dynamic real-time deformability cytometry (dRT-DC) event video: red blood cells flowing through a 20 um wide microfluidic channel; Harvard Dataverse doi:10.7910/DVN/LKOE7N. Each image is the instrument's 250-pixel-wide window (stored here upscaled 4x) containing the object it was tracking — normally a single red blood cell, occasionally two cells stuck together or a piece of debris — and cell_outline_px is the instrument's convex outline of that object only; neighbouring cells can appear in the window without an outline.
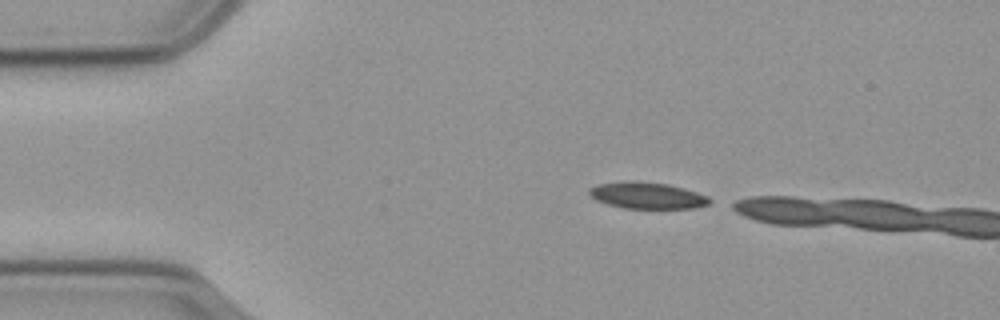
{"species": "common noctule bat (a hibernating species)", "species_latin": "Nyctalus noctula", "temperature_condition": "cold", "stored_images_in_passage": 6, "camera_frame_rate_fps": 3000, "um_per_image_px": 0.085, "animal": {"sex": "male", "body_mass_g": 23.1, "forearm_length_mm": 52.7}, "frame": {"image": 1, "passage_image": 1, "time_ms": 0.0, "image_size_px": [1000, 320], "cell_outline_px": [[712, 200], [708, 204], [696, 208], [624, 208], [608, 204], [596, 200], [588, 192], [588, 188], [600, 184], [632, 180], [668, 184], [684, 188], [708, 196]], "centroid_in_image_um": [55.02, 16.61], "position_along_channel_um": 30.0, "area_um2": 18.5}}